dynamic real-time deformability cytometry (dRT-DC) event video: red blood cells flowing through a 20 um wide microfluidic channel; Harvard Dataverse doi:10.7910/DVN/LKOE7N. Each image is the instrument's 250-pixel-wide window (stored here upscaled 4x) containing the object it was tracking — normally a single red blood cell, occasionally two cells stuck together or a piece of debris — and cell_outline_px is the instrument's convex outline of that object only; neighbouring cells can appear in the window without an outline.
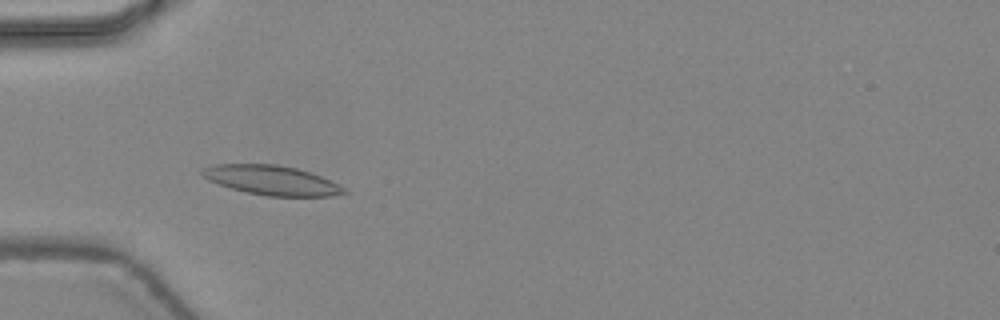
{"species": "common noctule bat (a hibernating species)", "species_latin": "Nyctalus noctula", "temperature_condition": "warm", "stored_images_in_passage": 46, "camera_frame_rate_fps": 3000, "um_per_image_px": 0.085, "animal": {"sex": "female", "body_mass_g": 24.6, "forearm_length_mm": 56.2}, "frame": {"image": 1, "passage_image": 15, "time_ms": 4.667, "image_size_px": [1000, 320], "cell_outline_px": [[348, 192], [332, 196], [268, 196], [244, 192], [208, 180], [200, 172], [204, 168], [216, 164], [276, 164], [296, 168], [320, 176], [340, 184]], "centroid_in_image_um": [23.11, 15.32], "position_along_channel_um": 61.9, "area_um2": 24.16}}
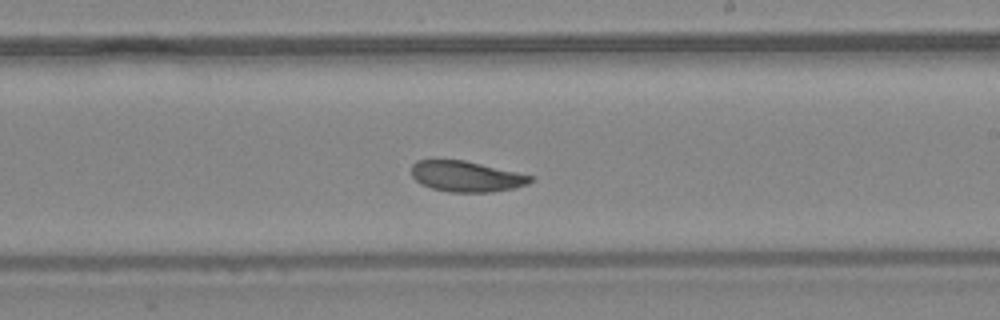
{"frame": {"image": 2, "passage_image": 28, "time_ms": 9.0, "image_size_px": [1000, 320], "cell_outline_px": [[532, 180], [528, 184], [516, 188], [492, 192], [448, 192], [432, 188], [420, 184], [412, 176], [412, 164], [416, 160], [464, 160], [516, 172], [532, 176]], "centroid_in_image_um": [39.62, 15.0], "position_along_channel_um": 249.4, "area_um2": 21.21}}
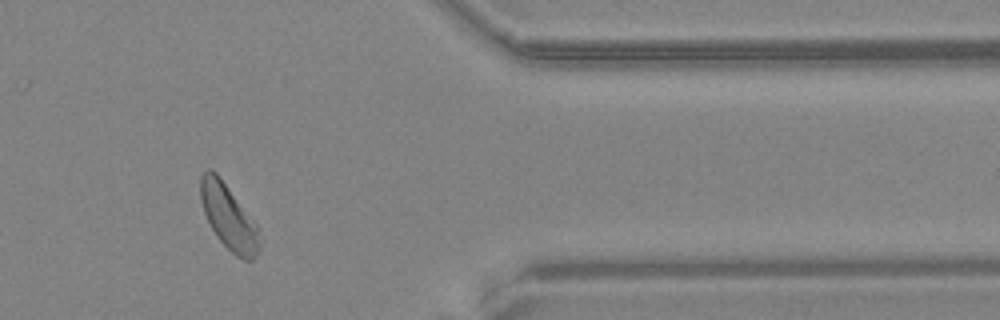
{"frame": {"image": 3, "passage_image": 39, "time_ms": 12.667, "image_size_px": [1000, 320], "cell_outline_px": [[260, 248], [256, 256], [252, 260], [244, 260], [236, 256], [216, 236], [204, 212], [200, 200], [200, 176], [204, 168], [212, 168], [216, 172], [256, 224]], "centroid_in_image_um": [19.39, 18.41], "position_along_channel_um": 392.0, "area_um2": 21.96}, "authors_computed_cell_mechanics": {"area_um2": 22.831, "velocity_mm_per_s": 4.404, "shape_relaxation_time_tau1_ms": 2.3656, "shape_relaxation_time_tau2_ms": 2.9963, "deformation_change_tau1": 0.0875, "deformation_change_tau2": 0.079}}